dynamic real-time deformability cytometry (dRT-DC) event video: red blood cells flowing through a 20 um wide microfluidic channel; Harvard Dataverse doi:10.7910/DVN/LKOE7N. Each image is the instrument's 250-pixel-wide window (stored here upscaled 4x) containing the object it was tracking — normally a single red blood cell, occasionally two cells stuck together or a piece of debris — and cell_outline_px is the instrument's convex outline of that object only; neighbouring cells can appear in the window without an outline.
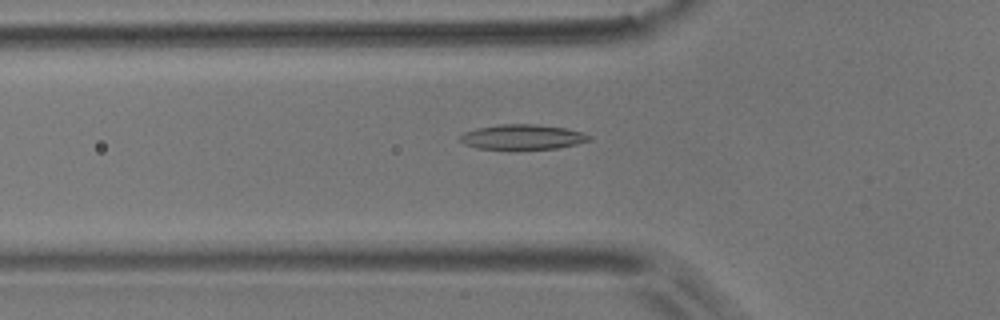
{"species": "common noctule bat (a hibernating species)", "species_latin": "Nyctalus noctula", "temperature_condition": "room temperature", "stored_images_in_passage": 31, "camera_frame_rate_fps": 3000, "um_per_image_px": 0.085, "animal": {"sex": "male", "body_mass_g": 17.9}, "frame": {"image": 1, "passage_image": 3, "time_ms": 0.667, "image_size_px": [1000, 320], "cell_outline_px": [[592, 140], [576, 144], [556, 148], [508, 152], [476, 148], [464, 144], [460, 140], [460, 136], [464, 132], [476, 128], [500, 124], [536, 124], [564, 128], [584, 132], [592, 136]], "centroid_in_image_um": [44.39, 11.69], "position_along_channel_um": 81.4, "area_um2": 19.71}}
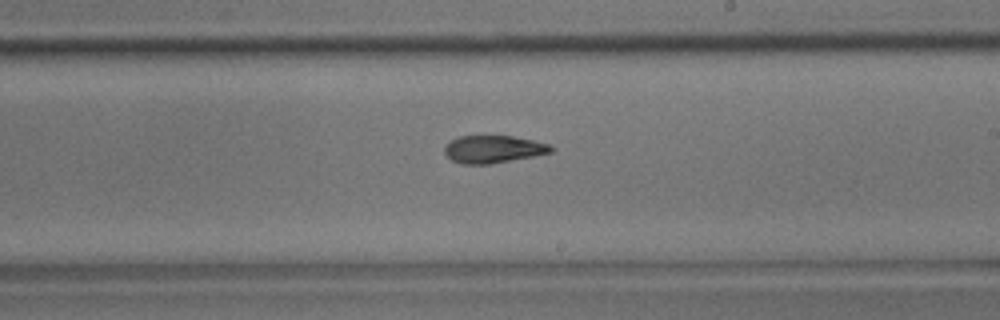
{"frame": {"image": 2, "passage_image": 16, "time_ms": 5.0, "image_size_px": [1000, 320], "cell_outline_px": [[556, 148], [552, 152], [536, 156], [488, 164], [460, 164], [452, 160], [444, 152], [444, 148], [456, 136], [512, 136], [552, 144]], "centroid_in_image_um": [41.98, 12.68], "position_along_channel_um": 247.0, "area_um2": 17.17}}
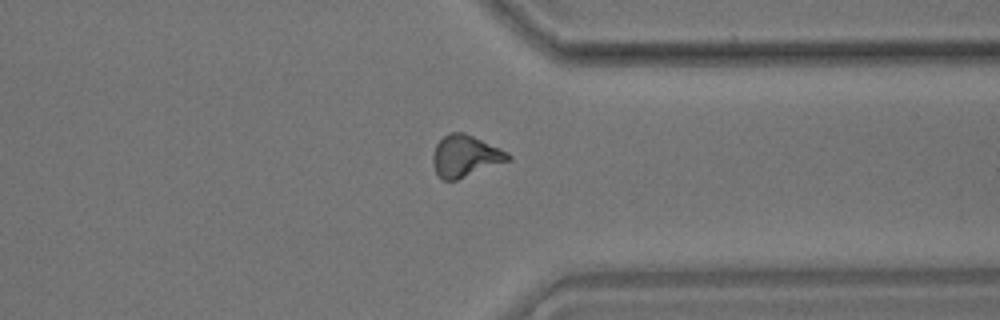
{"frame": {"image": 3, "passage_image": 26, "time_ms": 8.333, "image_size_px": [1000, 320], "cell_outline_px": [[512, 160], [456, 180], [444, 180], [436, 172], [432, 164], [432, 156], [436, 144], [448, 132], [464, 132], [500, 148], [508, 152], [512, 156]], "centroid_in_image_um": [39.56, 13.26], "position_along_channel_um": 371.8, "area_um2": 18.32}, "authors_computed_cell_mechanics": {"area_um2": 17.6868, "velocity_mm_per_s": 3.8118, "shape_relaxation_time_tau1_ms": null, "shape_relaxation_time_tau2_ms": 6.0064, "deformation_change_tau1": null, "deformation_change_tau2": 0.1412}}